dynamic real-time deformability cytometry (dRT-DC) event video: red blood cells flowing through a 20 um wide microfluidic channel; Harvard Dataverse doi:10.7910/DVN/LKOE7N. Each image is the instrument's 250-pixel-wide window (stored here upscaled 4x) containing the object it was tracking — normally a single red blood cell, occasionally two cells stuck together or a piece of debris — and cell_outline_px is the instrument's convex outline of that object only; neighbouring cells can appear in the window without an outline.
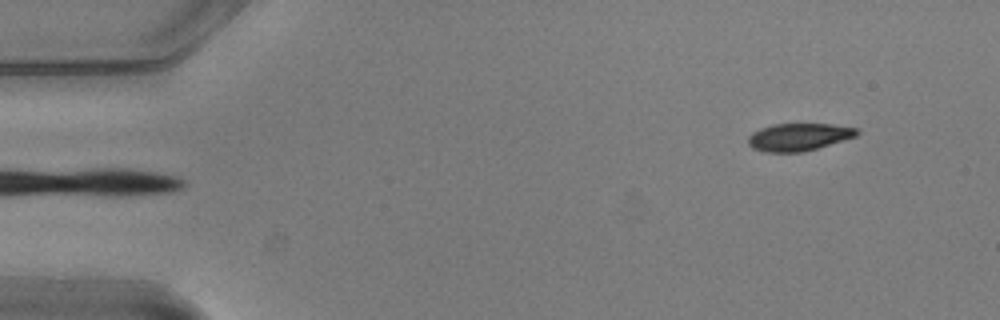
{"species": "common noctule bat (a hibernating species)", "species_latin": "Nyctalus noctula", "temperature_condition": "warm", "stored_images_in_passage": 50, "camera_frame_rate_fps": 3000, "um_per_image_px": 0.085, "animal": {"sex": "male", "body_mass_g": 20.5, "forearm_length_mm": 52.5}, "frame": {"image": 1, "passage_image": 1, "time_ms": 0.0, "image_size_px": [1000, 320], "cell_outline_px": [[860, 132], [856, 136], [804, 152], [764, 152], [752, 148], [748, 144], [748, 136], [752, 132], [760, 128], [772, 124], [832, 124], [856, 128]], "centroid_in_image_um": [67.85, 11.64], "position_along_channel_um": 17.1, "area_um2": 17.46}}
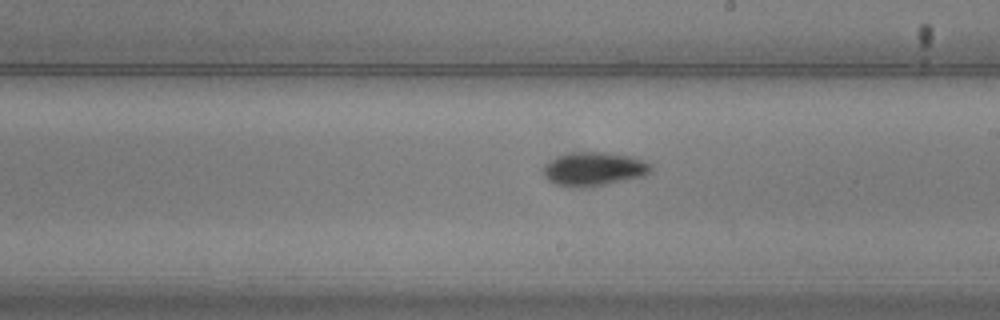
{"frame": {"image": 2, "passage_image": 27, "time_ms": 8.667, "image_size_px": [1000, 320], "cell_outline_px": [[652, 168], [644, 176], [588, 188], [580, 188], [556, 184], [548, 180], [544, 176], [544, 168], [556, 156], [572, 152], [604, 152], [632, 156], [652, 164]], "centroid_in_image_um": [50.5, 14.37], "position_along_channel_um": 238.5, "area_um2": 21.1}}
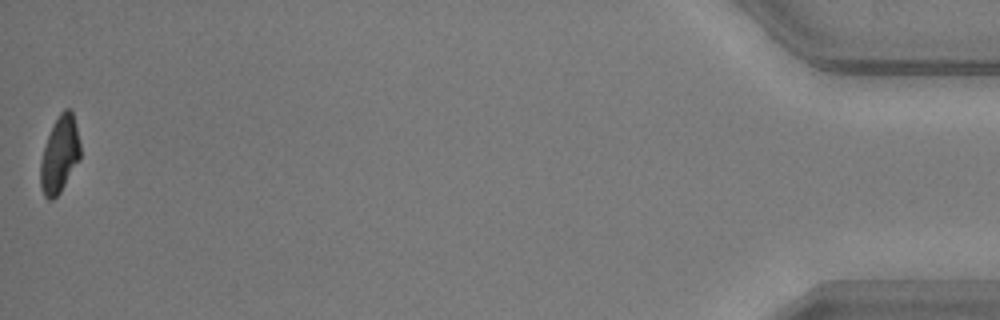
{"frame": {"image": 3, "passage_image": 50, "time_ms": 16.333, "image_size_px": [1000, 320], "cell_outline_px": [[80, 160], [60, 192], [52, 200], [48, 200], [44, 196], [40, 188], [40, 160], [48, 136], [60, 112], [64, 108], [68, 108], [72, 112], [80, 144]], "centroid_in_image_um": [5.06, 13.18], "position_along_channel_um": 430.1, "area_um2": 17.63}, "authors_computed_cell_mechanics": {"area_um2": 19.4497, "velocity_mm_per_s": 3.7421, "shape_relaxation_time_tau1_ms": 3.2202, "shape_relaxation_time_tau2_ms": 5.9318, "deformation_change_tau1": 0.1633, "deformation_change_tau2": 0.0952}}